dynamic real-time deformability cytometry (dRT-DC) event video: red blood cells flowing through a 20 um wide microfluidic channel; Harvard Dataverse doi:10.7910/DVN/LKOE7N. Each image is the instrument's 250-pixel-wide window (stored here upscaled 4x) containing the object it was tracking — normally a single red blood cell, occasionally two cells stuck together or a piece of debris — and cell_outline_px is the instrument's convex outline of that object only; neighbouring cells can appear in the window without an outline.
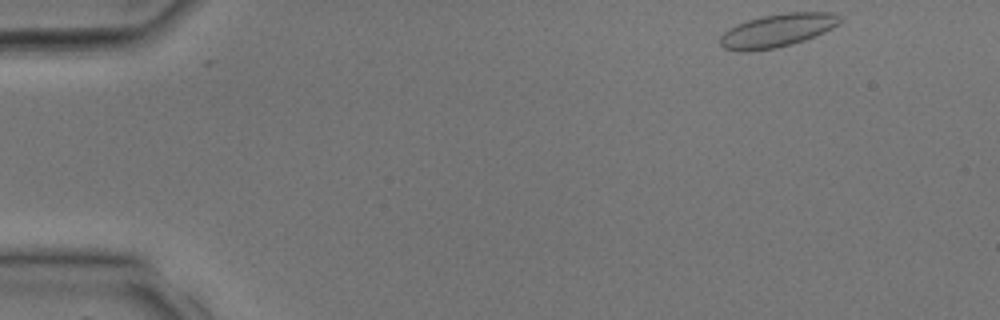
{"species": "common noctule bat (a hibernating species)", "species_latin": "Nyctalus noctula", "temperature_condition": "room temperature", "stored_images_in_passage": 31, "camera_frame_rate_fps": 3000, "um_per_image_px": 0.085, "animal": {"sex": "male", "body_mass_g": 17.9, "forearm_length_mm": 54.2}, "frame": {"image": 1, "passage_image": 1, "time_ms": 0.0, "image_size_px": [1000, 320], "cell_outline_px": [[844, 20], [840, 24], [816, 36], [792, 44], [776, 48], [748, 52], [740, 52], [724, 48], [720, 44], [720, 36], [728, 28], [736, 24], [748, 20], [764, 16], [788, 12], [832, 12], [844, 16]], "centroid_in_image_um": [66.11, 2.59], "position_along_channel_um": 18.9, "area_um2": 23.52}}
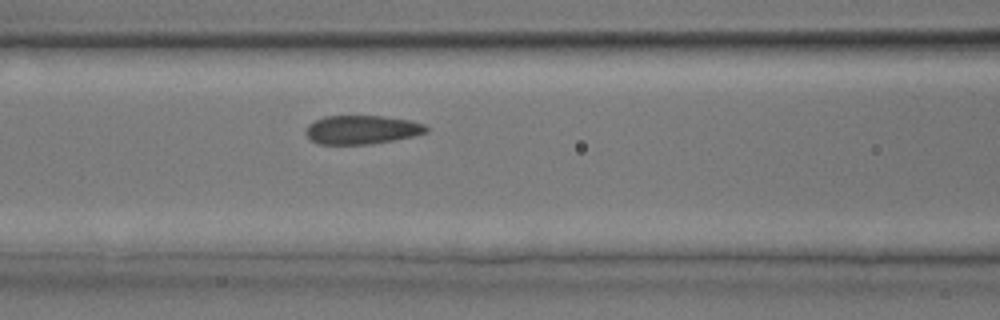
{"frame": {"image": 2, "passage_image": 12, "time_ms": 3.667, "image_size_px": [1000, 320], "cell_outline_px": [[428, 132], [412, 136], [372, 144], [316, 144], [304, 132], [308, 124], [324, 116], [384, 116], [408, 120], [424, 124], [428, 128]], "centroid_in_image_um": [30.73, 11.02], "position_along_channel_um": 135.9, "area_um2": 20.11}}
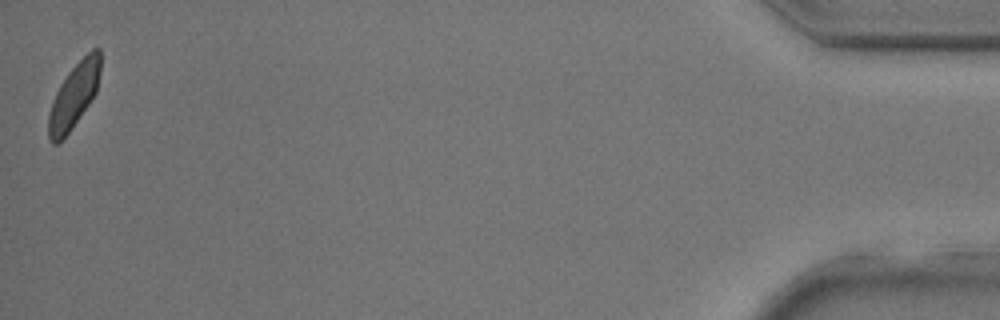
{"frame": {"image": 3, "passage_image": 31, "time_ms": 10.0, "image_size_px": [1000, 320], "cell_outline_px": [[100, 68], [96, 92], [72, 128], [56, 144], [52, 144], [48, 140], [48, 116], [56, 92], [60, 84], [68, 72], [92, 48], [100, 48]], "centroid_in_image_um": [6.27, 8.12], "position_along_channel_um": 428.9, "area_um2": 19.13}}